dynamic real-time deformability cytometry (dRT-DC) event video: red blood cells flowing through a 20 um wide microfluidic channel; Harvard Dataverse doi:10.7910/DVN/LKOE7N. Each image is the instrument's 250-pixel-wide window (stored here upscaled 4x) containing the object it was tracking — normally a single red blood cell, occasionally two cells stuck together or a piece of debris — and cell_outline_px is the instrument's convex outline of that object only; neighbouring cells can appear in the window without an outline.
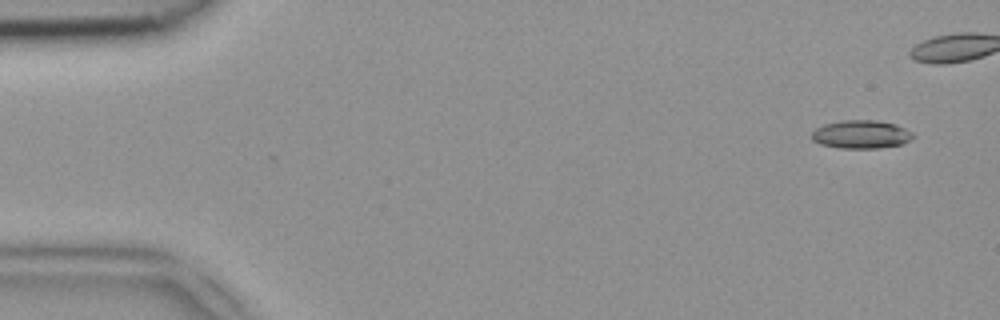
{"species": "common noctule bat (a hibernating species)", "species_latin": "Nyctalus noctula", "temperature_condition": "room temperature", "stored_images_in_passage": 39, "camera_frame_rate_fps": 3000, "um_per_image_px": 0.085, "animal": {"sex": "female", "body_mass_g": 18.4}, "frame": {"image": 1, "passage_image": 3, "time_ms": 0.667, "image_size_px": [1000, 320], "cell_outline_px": [[916, 136], [900, 144], [880, 148], [840, 148], [820, 144], [812, 140], [812, 132], [816, 128], [824, 124], [844, 120], [876, 120], [896, 124], [912, 132]], "centroid_in_image_um": [73.19, 11.42], "position_along_channel_um": 11.8, "area_um2": 16.65}}
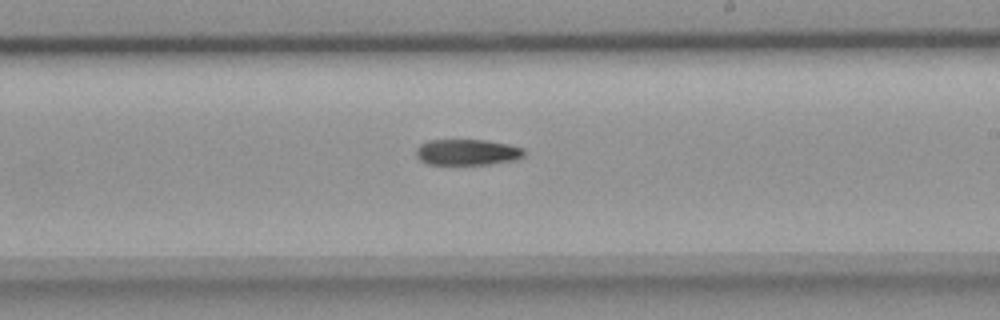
{"frame": {"image": 2, "passage_image": 29, "time_ms": 9.333, "image_size_px": [1000, 320], "cell_outline_px": [[524, 156], [516, 160], [488, 164], [428, 164], [420, 160], [416, 156], [416, 148], [420, 144], [428, 140], [484, 140], [508, 144], [524, 148]], "centroid_in_image_um": [39.71, 12.93], "position_along_channel_um": 249.3, "area_um2": 16.36}}
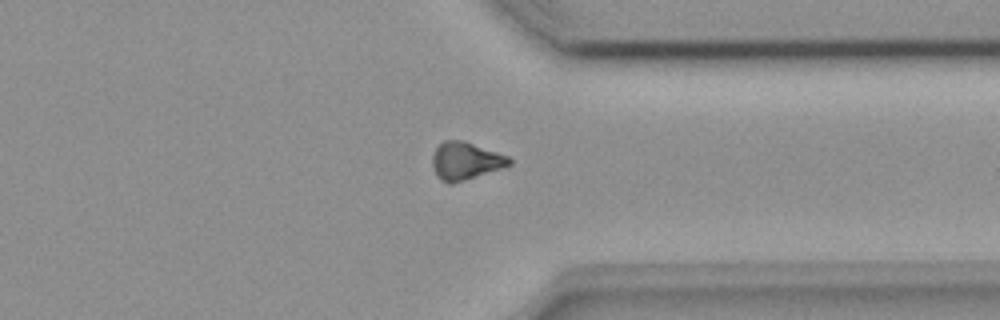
{"frame": {"image": 3, "passage_image": 38, "time_ms": 12.333, "image_size_px": [1000, 320], "cell_outline_px": [[512, 164], [504, 168], [452, 184], [448, 184], [440, 180], [436, 176], [432, 164], [432, 156], [436, 148], [444, 140], [464, 140], [508, 156], [512, 160]], "centroid_in_image_um": [39.57, 13.69], "position_along_channel_um": 371.8, "area_um2": 17.05}}